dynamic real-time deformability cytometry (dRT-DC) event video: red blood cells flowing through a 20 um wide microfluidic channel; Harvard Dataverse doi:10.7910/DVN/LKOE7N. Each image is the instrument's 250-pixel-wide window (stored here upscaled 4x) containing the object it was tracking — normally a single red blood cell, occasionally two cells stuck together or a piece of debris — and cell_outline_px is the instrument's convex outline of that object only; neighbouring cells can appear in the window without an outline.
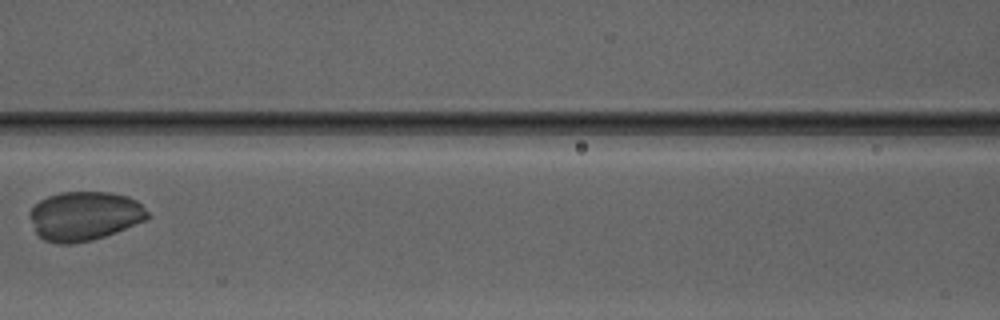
{"species": "Egyptian fruit bat (a non-hibernating species)", "species_latin": "Rousettus aegyptiacus", "temperature_condition": "warm", "stored_images_in_passage": 7, "camera_frame_rate_fps": 3000, "um_per_image_px": 0.085, "animal": {"sex": "male"}, "frame": {"image": 1, "passage_image": 7, "time_ms": 8.0, "image_size_px": [1000, 320], "cell_outline_px": [[152, 216], [144, 220], [104, 236], [92, 240], [72, 244], [56, 244], [44, 240], [36, 232], [28, 216], [28, 212], [40, 200], [48, 196], [60, 192], [112, 192], [128, 196], [136, 200]], "centroid_in_image_um": [7.15, 18.35], "position_along_channel_um": 159.4, "area_um2": 33.7}}